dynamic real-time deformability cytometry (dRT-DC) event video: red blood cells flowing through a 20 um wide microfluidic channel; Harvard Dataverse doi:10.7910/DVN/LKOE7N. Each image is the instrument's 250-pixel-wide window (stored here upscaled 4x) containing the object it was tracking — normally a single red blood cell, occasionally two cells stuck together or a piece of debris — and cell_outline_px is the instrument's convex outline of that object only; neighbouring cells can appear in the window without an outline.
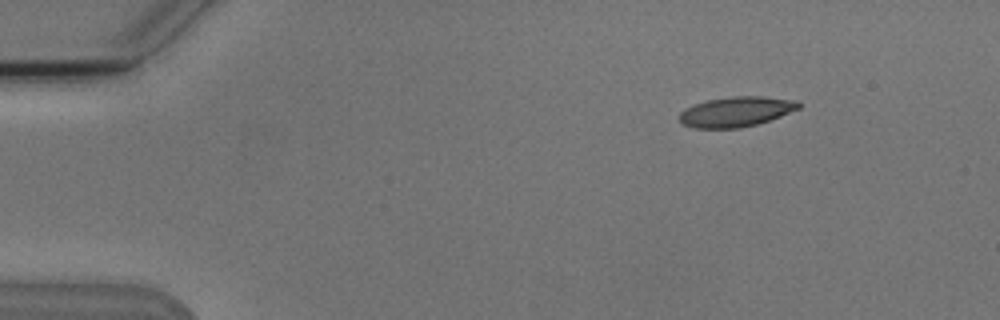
{"species": "Egyptian fruit bat (a non-hibernating species)", "species_latin": "Rousettus aegyptiacus", "temperature_condition": "cold", "stored_images_in_passage": 3, "camera_frame_rate_fps": 3000, "um_per_image_px": 0.085, "animal": {"sex": "male"}, "frame": {"image": 1, "passage_image": 1, "time_ms": 0.0, "image_size_px": [1000, 320], "cell_outline_px": [[804, 104], [800, 108], [780, 116], [756, 124], [740, 128], [696, 128], [684, 124], [676, 116], [684, 108], [708, 100], [736, 96], [760, 96], [800, 100]], "centroid_in_image_um": [62.6, 9.48], "position_along_channel_um": 22.4, "area_um2": 20.92}}
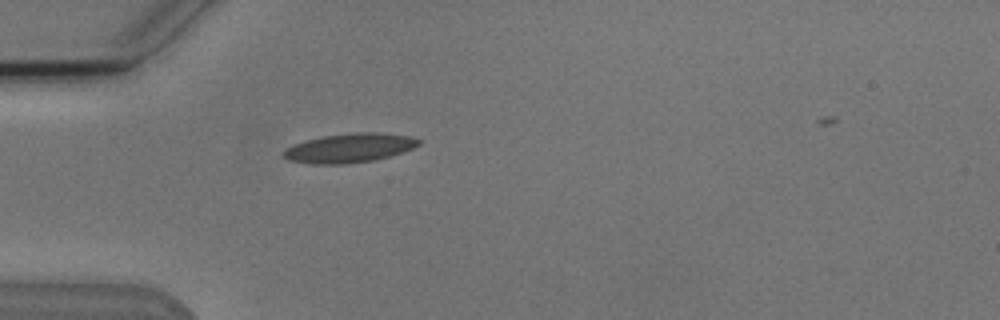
{"frame": {"image": 2, "passage_image": 3, "time_ms": 3.0, "image_size_px": [1000, 320], "cell_outline_px": [[420, 144], [404, 152], [372, 160], [344, 164], [312, 164], [288, 160], [284, 156], [284, 152], [292, 144], [324, 136], [356, 132], [380, 132], [412, 136], [420, 140]], "centroid_in_image_um": [29.74, 12.57], "position_along_channel_um": 55.3, "area_um2": 22.77}}